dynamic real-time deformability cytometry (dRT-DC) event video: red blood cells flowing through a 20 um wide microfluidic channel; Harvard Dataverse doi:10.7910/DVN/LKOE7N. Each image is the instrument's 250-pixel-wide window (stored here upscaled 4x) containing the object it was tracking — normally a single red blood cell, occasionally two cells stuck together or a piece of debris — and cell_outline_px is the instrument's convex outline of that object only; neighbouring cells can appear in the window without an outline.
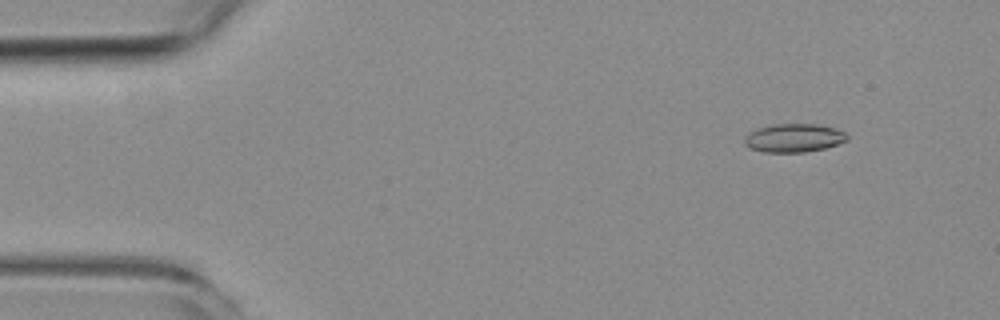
{"species": "common noctule bat (a hibernating species)", "species_latin": "Nyctalus noctula", "temperature_condition": "room temperature", "stored_images_in_passage": 5, "camera_frame_rate_fps": 3000, "um_per_image_px": 0.085, "animal": {"sex": "female", "body_mass_g": 19.3, "forearm_length_mm": 54.1}, "frame": {"image": 1, "passage_image": 2, "time_ms": 1.0, "image_size_px": [1000, 320], "cell_outline_px": [[848, 140], [824, 148], [804, 152], [764, 152], [748, 148], [744, 144], [744, 136], [748, 132], [756, 128], [772, 124], [820, 124], [836, 128], [844, 132], [848, 136]], "centroid_in_image_um": [67.43, 11.71], "position_along_channel_um": 17.6, "area_um2": 17.22}}
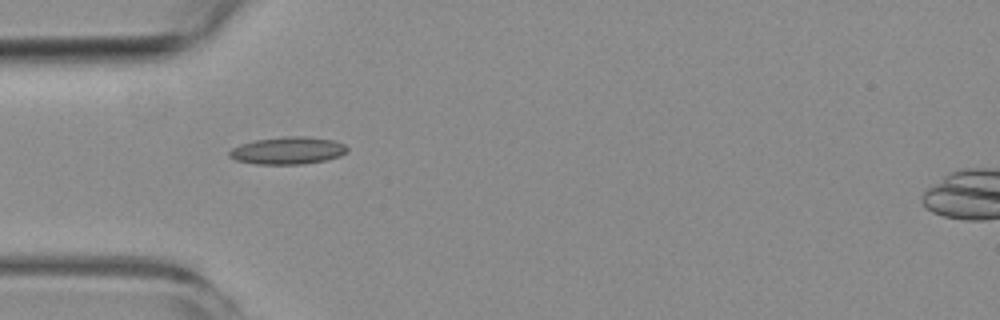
{"frame": {"image": 2, "passage_image": 4, "time_ms": 4.667, "image_size_px": [1000, 320], "cell_outline_px": [[348, 152], [340, 156], [324, 160], [304, 164], [256, 164], [236, 160], [228, 156], [228, 152], [232, 148], [240, 144], [256, 140], [288, 136], [304, 136], [332, 140], [344, 144], [348, 148]], "centroid_in_image_um": [24.46, 12.8], "position_along_channel_um": 60.5, "area_um2": 18.73}}
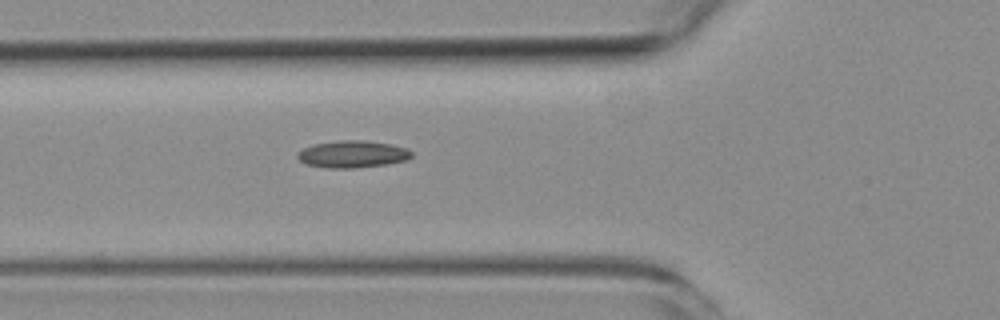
{"frame": {"image": 3, "passage_image": 5, "time_ms": 5.667, "image_size_px": [1000, 320], "cell_outline_px": [[412, 156], [408, 160], [388, 164], [356, 168], [324, 168], [304, 164], [296, 156], [296, 152], [312, 144], [340, 140], [364, 140], [388, 144], [408, 148], [412, 152]], "centroid_in_image_um": [29.94, 13.11], "position_along_channel_um": 95.9, "area_um2": 18.26}}